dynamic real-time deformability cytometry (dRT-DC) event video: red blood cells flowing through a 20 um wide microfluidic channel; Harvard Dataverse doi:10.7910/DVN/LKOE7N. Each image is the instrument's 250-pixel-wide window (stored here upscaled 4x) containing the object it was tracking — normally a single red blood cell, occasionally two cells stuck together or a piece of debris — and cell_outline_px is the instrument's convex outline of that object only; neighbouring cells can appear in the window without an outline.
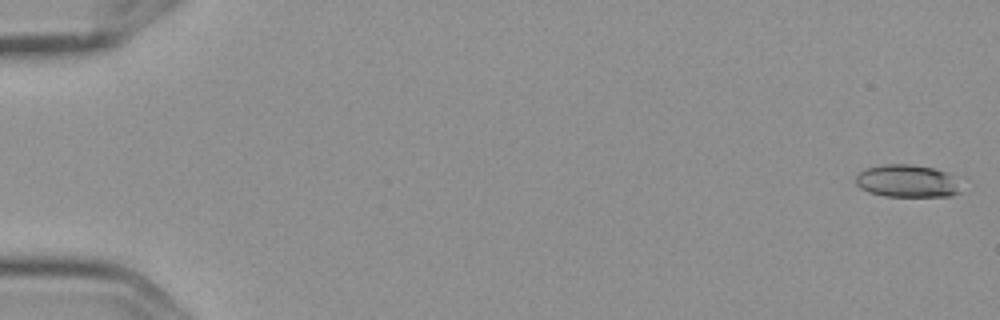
{"species": "Egyptian fruit bat (a non-hibernating species)", "species_latin": "Rousettus aegyptiacus", "temperature_condition": "cold", "stored_images_in_passage": 5, "camera_frame_rate_fps": 3000, "um_per_image_px": 0.085, "frame": {"image": 1, "passage_image": 1, "time_ms": 0.0, "image_size_px": [1000, 320], "cell_outline_px": [[960, 192], [952, 196], [884, 196], [868, 192], [860, 188], [856, 184], [856, 176], [864, 168], [884, 164], [912, 164], [932, 168], [948, 172], [952, 176]], "centroid_in_image_um": [77.05, 15.38], "position_along_channel_um": 8.0, "area_um2": 19.88}}
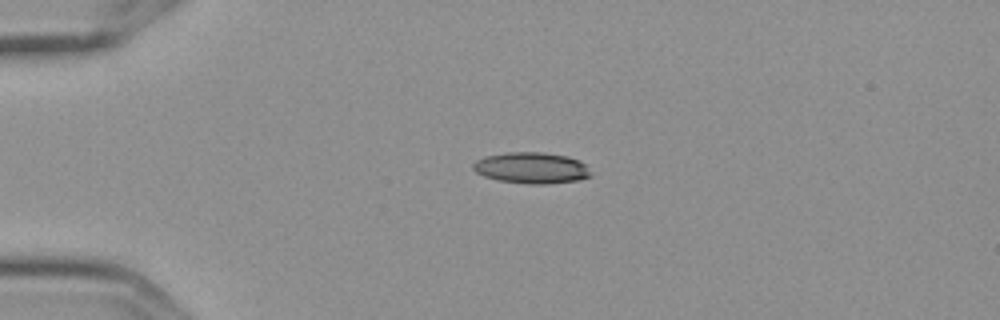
{"frame": {"image": 2, "passage_image": 4, "time_ms": 1.0, "image_size_px": [1000, 320], "cell_outline_px": [[592, 176], [580, 180], [544, 184], [528, 184], [500, 180], [484, 176], [476, 172], [472, 168], [472, 164], [476, 160], [484, 156], [508, 152], [544, 152], [568, 156], [580, 160], [584, 164]], "centroid_in_image_um": [45.17, 14.26], "position_along_channel_um": 39.8, "area_um2": 21.44}}